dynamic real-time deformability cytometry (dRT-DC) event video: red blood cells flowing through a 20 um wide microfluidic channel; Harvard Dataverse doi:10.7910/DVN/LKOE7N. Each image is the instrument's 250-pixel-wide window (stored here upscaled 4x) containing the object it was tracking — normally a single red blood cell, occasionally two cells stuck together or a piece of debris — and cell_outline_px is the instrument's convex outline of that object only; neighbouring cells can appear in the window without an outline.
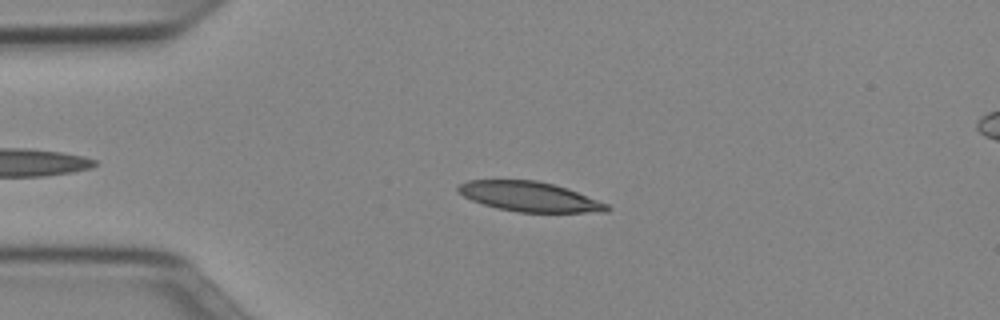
{"species": "Egyptian fruit bat (a non-hibernating species)", "species_latin": "Rousettus aegyptiacus", "temperature_condition": "cold", "stored_images_in_passage": 46, "camera_frame_rate_fps": 3000, "um_per_image_px": 0.085, "animal": {"sex": "female"}, "frame": {"image": 1, "passage_image": 12, "time_ms": 3.667, "image_size_px": [1000, 320], "cell_outline_px": [[612, 208], [608, 212], [520, 212], [496, 208], [472, 200], [456, 192], [456, 188], [460, 184], [468, 180], [536, 180], [568, 188], [608, 204]], "centroid_in_image_um": [45.02, 16.71], "position_along_channel_um": 40.0, "area_um2": 25.84}}
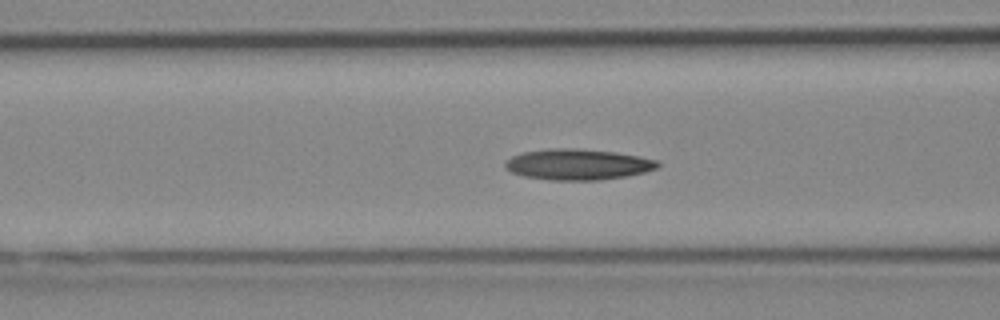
{"frame": {"image": 2, "passage_image": 20, "time_ms": 6.333, "image_size_px": [1000, 320], "cell_outline_px": [[660, 164], [656, 168], [644, 172], [628, 176], [600, 180], [552, 180], [524, 176], [512, 172], [504, 168], [504, 160], [520, 152], [548, 148], [576, 148], [616, 152], [640, 156], [660, 160]], "centroid_in_image_um": [49.1, 13.96], "position_along_channel_um": 117.5, "area_um2": 27.8}}
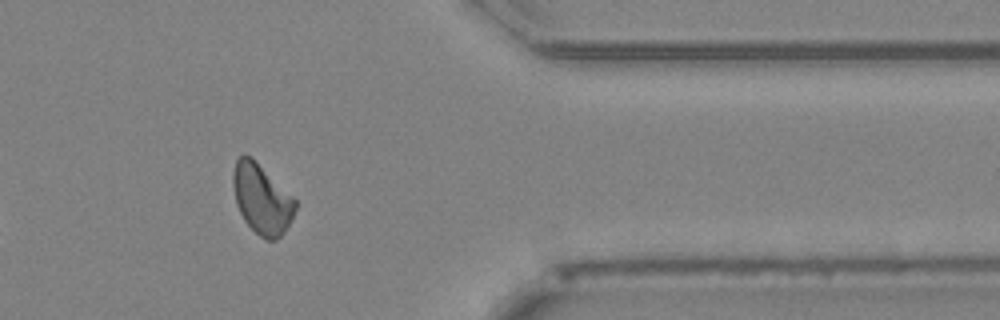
{"frame": {"image": 3, "passage_image": 42, "time_ms": 13.667, "image_size_px": [1000, 320], "cell_outline_px": [[296, 208], [284, 232], [276, 240], [268, 240], [260, 236], [244, 220], [236, 204], [232, 184], [232, 172], [236, 160], [244, 152], [252, 156], [296, 200]], "centroid_in_image_um": [22.22, 16.87], "position_along_channel_um": 389.2, "area_um2": 25.26}, "authors_computed_cell_mechanics": {"area_um2": 25.8366, "velocity_mm_per_s": 3.9593, "shape_relaxation_time_tau1_ms": 5.5991, "shape_relaxation_time_tau2_ms": 6.6912, "deformation_change_tau1": 0.132, "deformation_change_tau2": 0.1457}}